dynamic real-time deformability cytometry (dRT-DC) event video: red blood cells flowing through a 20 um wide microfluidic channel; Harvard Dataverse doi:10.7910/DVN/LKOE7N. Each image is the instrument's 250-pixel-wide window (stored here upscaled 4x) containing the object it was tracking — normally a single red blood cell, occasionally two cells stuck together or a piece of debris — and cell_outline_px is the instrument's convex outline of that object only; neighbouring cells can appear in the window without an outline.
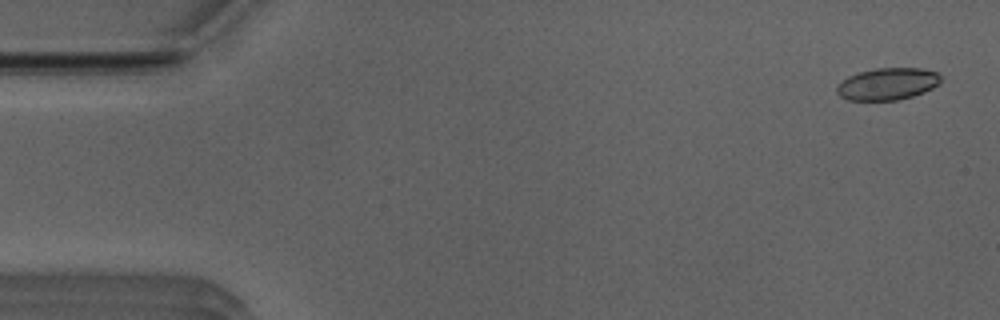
{"species": "Egyptian fruit bat (a non-hibernating species)", "species_latin": "Rousettus aegyptiacus", "temperature_condition": "room temperature", "stored_images_in_passage": 48, "camera_frame_rate_fps": 3000, "um_per_image_px": 0.085, "animal": {"sex": "male"}, "frame": {"image": 1, "passage_image": 2, "time_ms": 0.333, "image_size_px": [1000, 320], "cell_outline_px": [[940, 80], [932, 88], [924, 92], [912, 96], [896, 100], [848, 100], [840, 96], [836, 92], [836, 88], [848, 76], [860, 72], [876, 68], [920, 68], [936, 72], [940, 76]], "centroid_in_image_um": [75.42, 7.13], "position_along_channel_um": 9.6, "area_um2": 19.13}}
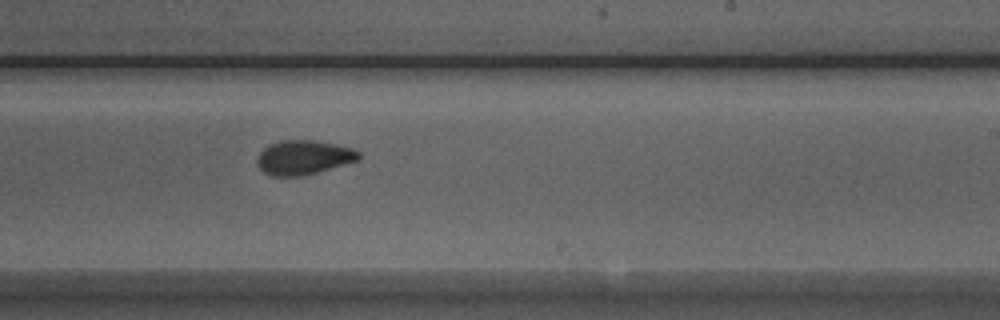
{"frame": {"image": 2, "passage_image": 31, "time_ms": 10.0, "image_size_px": [1000, 320], "cell_outline_px": [[360, 156], [356, 160], [304, 176], [272, 176], [264, 172], [256, 164], [256, 160], [260, 152], [268, 144], [280, 140], [312, 140], [336, 144], [352, 148], [360, 152]], "centroid_in_image_um": [25.75, 13.37], "position_along_channel_um": 263.2, "area_um2": 20.23}}
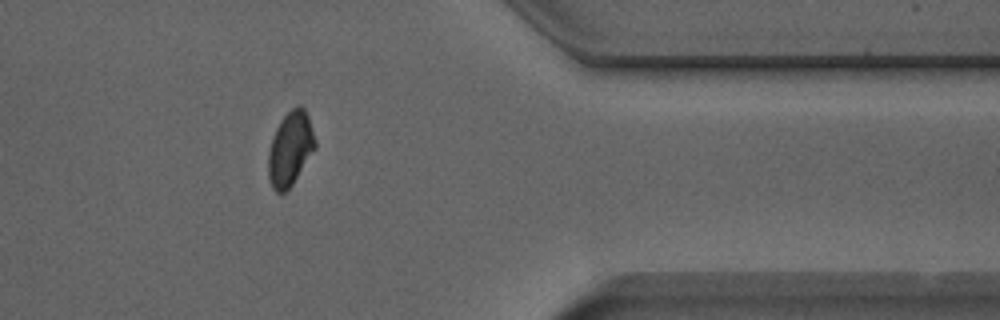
{"frame": {"image": 3, "passage_image": 42, "time_ms": 13.667, "image_size_px": [1000, 320], "cell_outline_px": [[316, 148], [292, 184], [284, 192], [276, 192], [272, 188], [268, 176], [268, 152], [276, 128], [280, 120], [296, 104], [300, 104], [304, 108], [308, 116], [316, 140]], "centroid_in_image_um": [24.68, 12.62], "position_along_channel_um": 386.7, "area_um2": 20.17}, "authors_computed_cell_mechanics": {"area_um2": 20.2011, "velocity_mm_per_s": 3.9316, "shape_relaxation_time_tau1_ms": 4.3683, "shape_relaxation_time_tau2_ms": 2.2035, "deformation_change_tau1": 0.1286, "deformation_change_tau2": 0.0655}}